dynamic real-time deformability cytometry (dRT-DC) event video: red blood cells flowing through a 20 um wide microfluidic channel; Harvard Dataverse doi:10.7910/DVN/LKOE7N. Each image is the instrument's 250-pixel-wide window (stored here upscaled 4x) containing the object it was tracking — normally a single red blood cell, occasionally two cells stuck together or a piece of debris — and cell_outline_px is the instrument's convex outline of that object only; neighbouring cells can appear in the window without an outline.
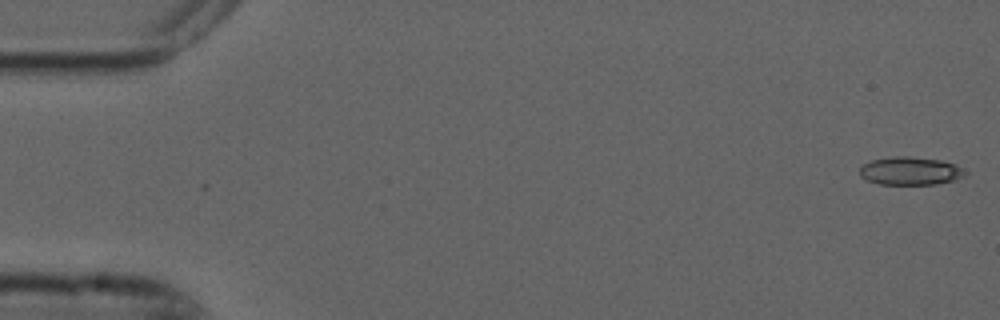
{"species": "common noctule bat (a hibernating species)", "species_latin": "Nyctalus noctula", "temperature_condition": "cold", "stored_images_in_passage": 4, "camera_frame_rate_fps": 3000, "um_per_image_px": 0.085, "animal": {"sex": "male", "forearm_length_mm": 52.5}, "frame": {"image": 1, "passage_image": 1, "time_ms": 0.0, "image_size_px": [1000, 320], "cell_outline_px": [[968, 172], [964, 176], [952, 180], [936, 184], [880, 184], [868, 180], [860, 176], [860, 168], [864, 164], [872, 160], [892, 156], [908, 156], [940, 160], [956, 164], [964, 168]], "centroid_in_image_um": [77.4, 14.52], "position_along_channel_um": 7.6, "area_um2": 17.22}}
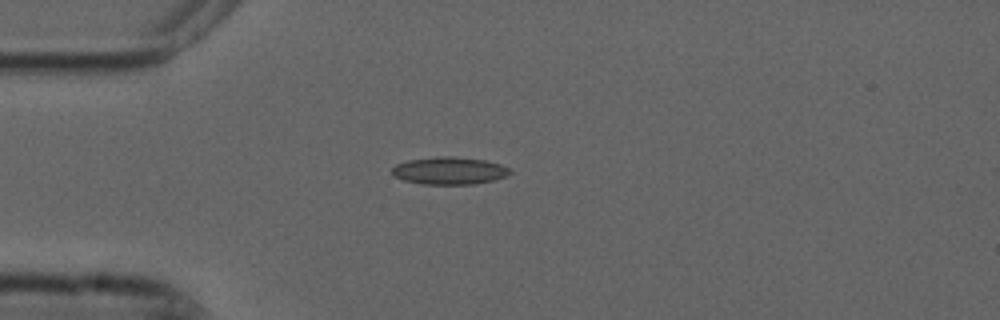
{"frame": {"image": 2, "passage_image": 4, "time_ms": 1.0, "image_size_px": [1000, 320], "cell_outline_px": [[512, 172], [508, 176], [492, 180], [472, 184], [420, 184], [404, 180], [392, 176], [392, 168], [396, 164], [408, 160], [436, 156], [452, 156], [484, 160], [500, 164], [508, 168]], "centroid_in_image_um": [38.16, 14.51], "position_along_channel_um": 46.8, "area_um2": 18.9}}